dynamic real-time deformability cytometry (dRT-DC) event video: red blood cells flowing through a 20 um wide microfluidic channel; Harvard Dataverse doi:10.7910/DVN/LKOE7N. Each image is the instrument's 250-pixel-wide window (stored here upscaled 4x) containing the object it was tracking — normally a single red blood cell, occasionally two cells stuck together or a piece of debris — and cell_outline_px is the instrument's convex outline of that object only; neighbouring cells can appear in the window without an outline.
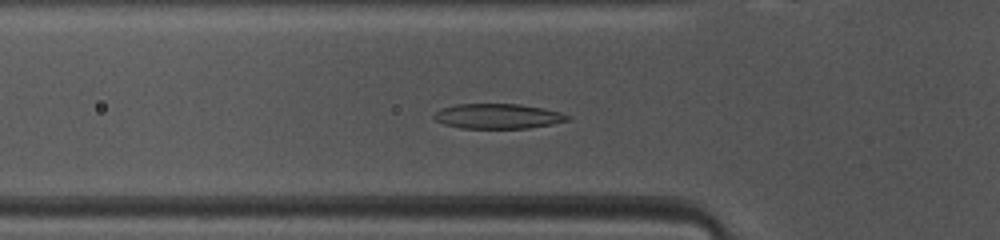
{"species": "common noctule bat (a hibernating species)", "species_latin": "Nyctalus noctula", "temperature_condition": "warm", "stored_images_in_passage": 39, "camera_frame_rate_fps": 3000, "um_per_image_px": 0.085, "animal": {"sex": "female", "body_mass_g": 10.0, "forearm_length_mm": 53.1}, "frame": {"image": 1, "passage_image": 6, "time_ms": 1.667, "image_size_px": [1000, 240], "cell_outline_px": [[572, 120], [552, 124], [528, 128], [460, 128], [444, 124], [436, 120], [432, 116], [440, 108], [456, 104], [520, 104], [544, 108], [560, 112], [572, 116]], "centroid_in_image_um": [42.35, 9.87], "position_along_channel_um": 83.4, "area_um2": 19.59}}
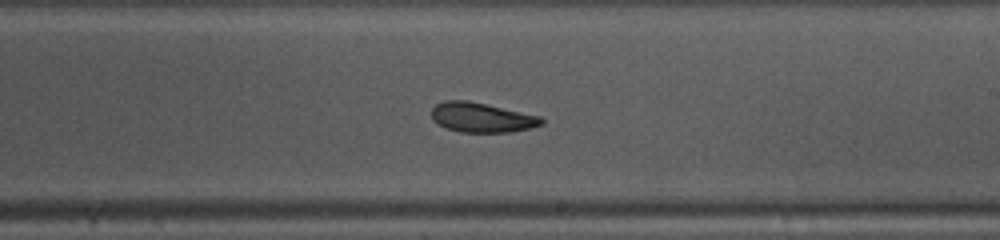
{"frame": {"image": 2, "passage_image": 18, "time_ms": 5.667, "image_size_px": [1000, 240], "cell_outline_px": [[544, 124], [532, 128], [512, 132], [460, 132], [444, 128], [432, 120], [432, 108], [436, 104], [444, 100], [468, 100], [540, 116], [544, 120]], "centroid_in_image_um": [40.94, 9.99], "position_along_channel_um": 248.1, "area_um2": 19.19}}
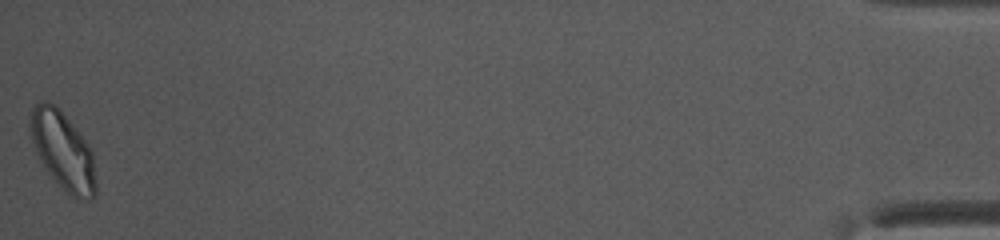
{"frame": {"image": 3, "passage_image": 39, "time_ms": 12.667, "image_size_px": [1000, 240], "cell_outline_px": [[96, 196], [88, 200], [80, 200], [72, 196], [48, 172], [40, 160], [36, 152], [28, 128], [28, 120], [32, 108], [40, 100], [44, 100], [60, 108], [80, 132], [88, 144], [92, 152], [96, 180]], "centroid_in_image_um": [5.34, 12.77], "position_along_channel_um": 429.9, "area_um2": 29.94}, "authors_computed_cell_mechanics": {"area_um2": 19.7098, "velocity_mm_per_s": 4.0984, "shape_relaxation_time_tau1_ms": 3.6508, "shape_relaxation_time_tau2_ms": 3.1841, "deformation_change_tau1": 0.1568, "deformation_change_tau2": 0.0901}}